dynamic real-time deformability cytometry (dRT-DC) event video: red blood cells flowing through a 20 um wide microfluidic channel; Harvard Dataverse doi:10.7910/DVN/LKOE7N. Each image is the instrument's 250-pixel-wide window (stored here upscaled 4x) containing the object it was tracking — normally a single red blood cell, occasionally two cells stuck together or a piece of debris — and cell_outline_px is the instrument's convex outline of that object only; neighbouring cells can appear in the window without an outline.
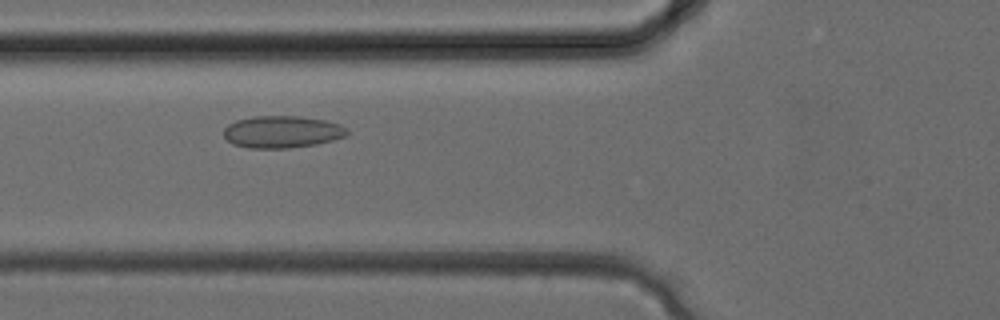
{"species": "common noctule bat (a hibernating species)", "species_latin": "Nyctalus noctula", "temperature_condition": "cold", "stored_images_in_passage": 30, "camera_frame_rate_fps": 3000, "um_per_image_px": 0.085, "animal": {"sex": "female", "body_mass_g": 24.6, "forearm_length_mm": 56.2}, "frame": {"image": 1, "passage_image": 10, "time_ms": 3.0, "image_size_px": [1000, 320], "cell_outline_px": [[348, 136], [316, 144], [288, 148], [248, 148], [232, 144], [224, 136], [224, 128], [228, 124], [236, 120], [252, 116], [300, 116], [324, 120], [340, 124], [348, 128]], "centroid_in_image_um": [23.98, 11.2], "position_along_channel_um": 101.8, "area_um2": 23.24}}
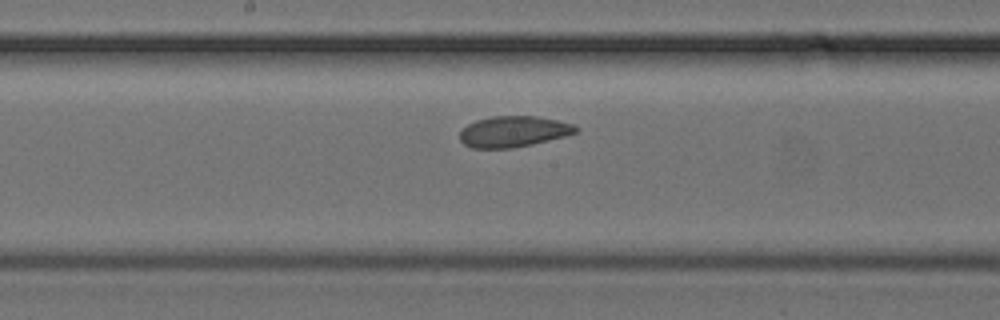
{"frame": {"image": 2, "passage_image": 15, "time_ms": 4.667, "image_size_px": [1000, 320], "cell_outline_px": [[580, 128], [576, 132], [564, 136], [532, 144], [512, 148], [472, 148], [464, 144], [460, 140], [460, 132], [468, 124], [476, 120], [492, 116], [536, 116], [556, 120], [572, 124]], "centroid_in_image_um": [43.62, 11.18], "position_along_channel_um": 204.6, "area_um2": 20.75}}
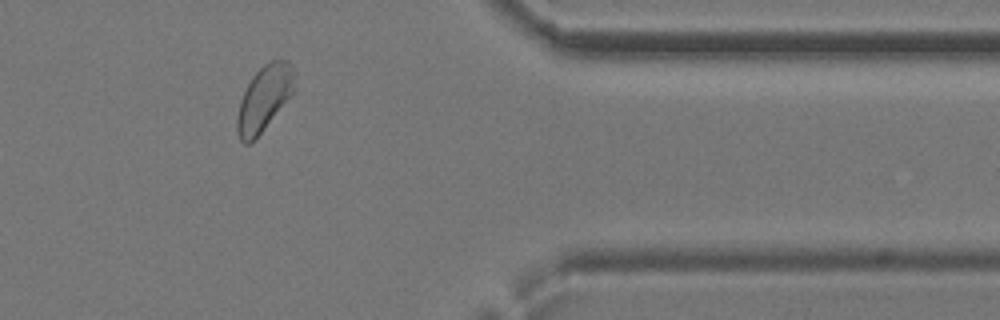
{"frame": {"image": 3, "passage_image": 25, "time_ms": 8.0, "image_size_px": [1000, 320], "cell_outline_px": [[296, 76], [292, 92], [264, 128], [248, 144], [244, 144], [240, 140], [236, 132], [236, 116], [240, 100], [252, 76], [268, 60], [288, 60], [292, 64]], "centroid_in_image_um": [22.43, 8.32], "position_along_channel_um": 389.0, "area_um2": 21.5}}